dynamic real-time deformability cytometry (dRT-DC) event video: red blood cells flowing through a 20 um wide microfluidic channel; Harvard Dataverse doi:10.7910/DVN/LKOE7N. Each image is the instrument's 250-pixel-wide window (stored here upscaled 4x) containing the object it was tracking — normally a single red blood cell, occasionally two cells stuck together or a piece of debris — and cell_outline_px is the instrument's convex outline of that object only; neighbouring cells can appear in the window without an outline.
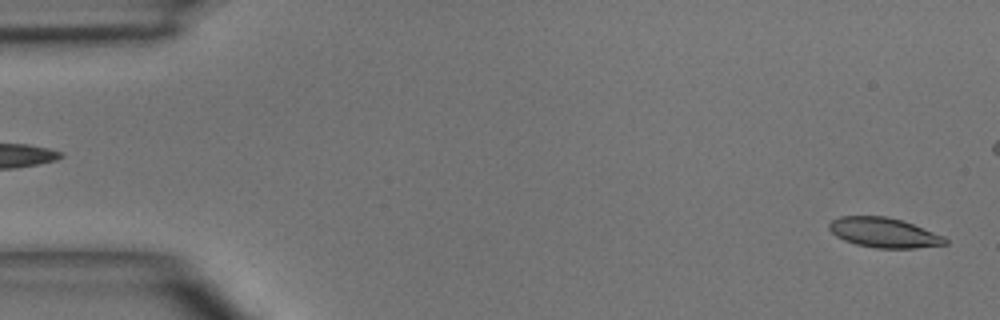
{"species": "common noctule bat (a hibernating species)", "species_latin": "Nyctalus noctula", "temperature_condition": "room temperature", "stored_images_in_passage": 5, "segment_of_instrument_passage": [2, 2], "camera_frame_rate_fps": 3000, "um_per_image_px": 0.085, "animal": {"sex": "male", "body_mass_g": 15.6}, "frame": {"image": 1, "passage_image": 5, "time_ms": 4.333, "image_size_px": [1000, 320], "cell_outline_px": [[948, 244], [916, 248], [876, 248], [856, 244], [844, 240], [836, 236], [828, 228], [828, 224], [832, 220], [840, 216], [884, 216], [904, 220], [944, 236], [948, 240]], "centroid_in_image_um": [75.15, 19.77], "position_along_channel_um": 9.9, "area_um2": 20.29}}